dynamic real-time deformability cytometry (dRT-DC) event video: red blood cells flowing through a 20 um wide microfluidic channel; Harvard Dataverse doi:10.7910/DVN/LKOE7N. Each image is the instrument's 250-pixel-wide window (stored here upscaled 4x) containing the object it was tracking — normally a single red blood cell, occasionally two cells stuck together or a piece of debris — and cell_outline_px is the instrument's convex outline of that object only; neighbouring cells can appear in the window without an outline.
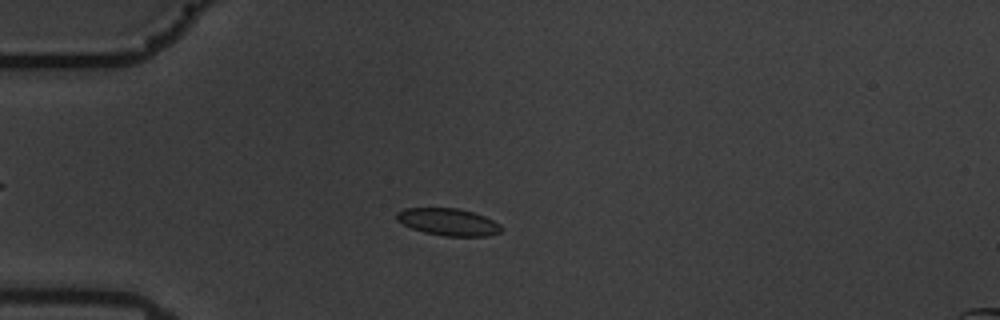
{"species": "common noctule bat (a hibernating species)", "species_latin": "Nyctalus noctula", "temperature_condition": "warm", "stored_images_in_passage": 58, "camera_frame_rate_fps": 3000, "um_per_image_px": 0.085, "animal": {"sex": "male", "body_mass_g": 19.5, "forearm_length_mm": 54.6}, "frame": {"image": 1, "passage_image": 16, "time_ms": 5.0, "image_size_px": [1000, 320], "cell_outline_px": [[504, 228], [500, 232], [488, 236], [444, 236], [424, 232], [412, 228], [396, 220], [396, 212], [404, 208], [456, 208], [472, 212], [484, 216], [500, 224]], "centroid_in_image_um": [38.1, 18.87], "position_along_channel_um": 46.9, "area_um2": 16.53}}
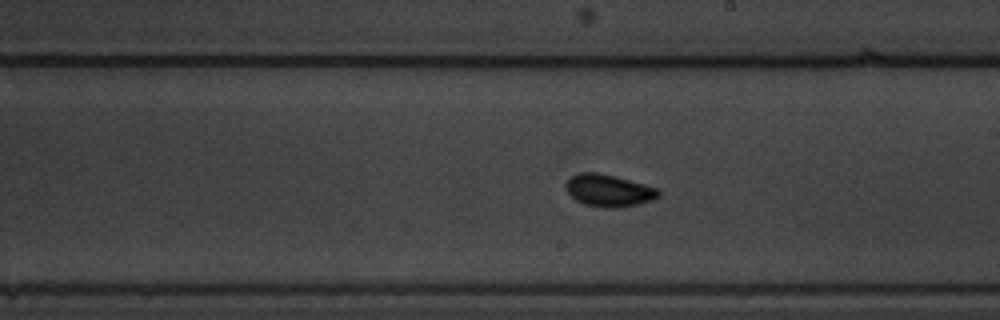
{"frame": {"image": 2, "passage_image": 34, "time_ms": 11.0, "image_size_px": [1000, 320], "cell_outline_px": [[660, 196], [652, 200], [640, 204], [620, 208], [604, 208], [584, 204], [576, 200], [564, 188], [564, 184], [572, 176], [580, 172], [596, 172], [616, 176], [660, 188]], "centroid_in_image_um": [51.77, 16.2], "position_along_channel_um": 237.2, "area_um2": 17.69}}
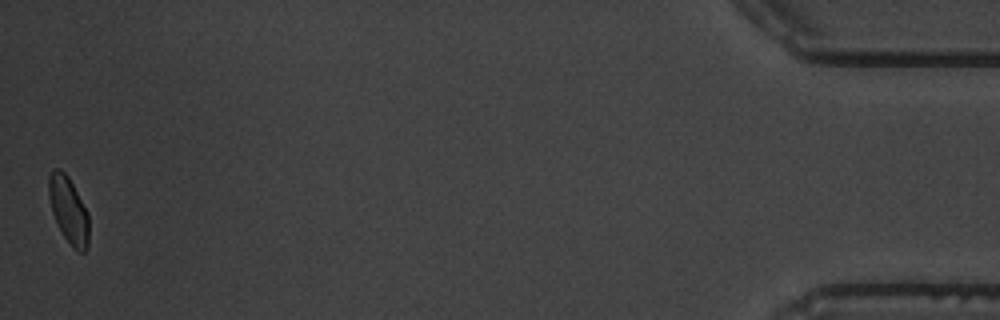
{"frame": {"image": 3, "passage_image": 58, "time_ms": 19.0, "image_size_px": [1000, 320], "cell_outline_px": [[88, 248], [84, 252], [80, 252], [72, 248], [64, 236], [52, 212], [48, 196], [48, 176], [52, 168], [60, 168], [68, 176], [88, 212]], "centroid_in_image_um": [5.82, 17.83], "position_along_channel_um": 429.4, "area_um2": 15.61}, "authors_computed_cell_mechanics": {"area_um2": 16.3574, "velocity_mm_per_s": 3.5084, "shape_relaxation_time_tau1_ms": 3.0584, "shape_relaxation_time_tau2_ms": 0.8926, "deformation_change_tau1": 0.0865, "deformation_change_tau2": 0.0592}}